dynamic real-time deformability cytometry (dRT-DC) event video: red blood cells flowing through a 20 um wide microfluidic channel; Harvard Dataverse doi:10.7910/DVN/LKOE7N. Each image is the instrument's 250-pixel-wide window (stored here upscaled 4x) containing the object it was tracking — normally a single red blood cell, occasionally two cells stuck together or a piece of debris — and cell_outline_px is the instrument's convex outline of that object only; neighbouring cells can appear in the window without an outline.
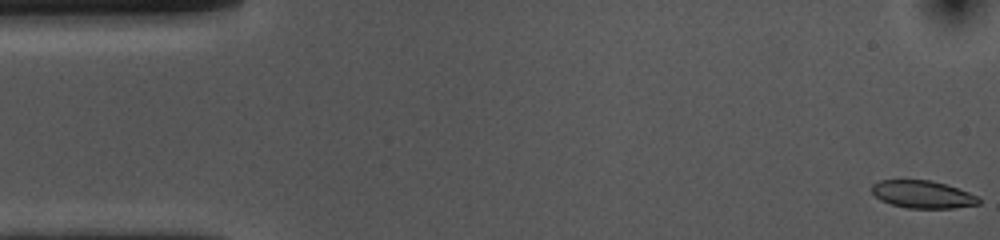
{"species": "common noctule bat (a hibernating species)", "species_latin": "Nyctalus noctula", "temperature_condition": "cold", "stored_images_in_passage": 54, "camera_frame_rate_fps": 3000, "um_per_image_px": 0.085, "animal": {"sex": "female", "body_mass_g": 10.0, "forearm_length_mm": 53.1}, "frame": {"image": 1, "passage_image": 1, "time_ms": 0.0, "image_size_px": [1000, 240], "cell_outline_px": [[980, 204], [952, 208], [908, 208], [892, 204], [880, 200], [872, 192], [872, 184], [880, 180], [932, 180], [980, 196]], "centroid_in_image_um": [78.44, 16.52], "position_along_channel_um": 6.6, "area_um2": 17.11}}
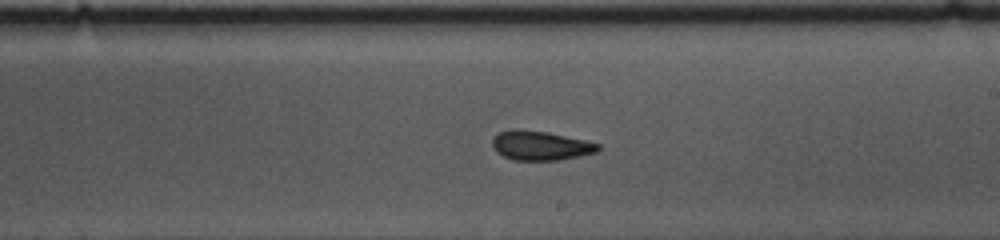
{"frame": {"image": 2, "passage_image": 30, "time_ms": 9.667, "image_size_px": [1000, 240], "cell_outline_px": [[600, 148], [596, 152], [580, 156], [560, 160], [512, 160], [496, 152], [492, 148], [492, 136], [500, 132], [512, 128], [520, 128], [548, 132], [584, 140], [600, 144]], "centroid_in_image_um": [45.89, 12.36], "position_along_channel_um": 243.1, "area_um2": 18.32}}
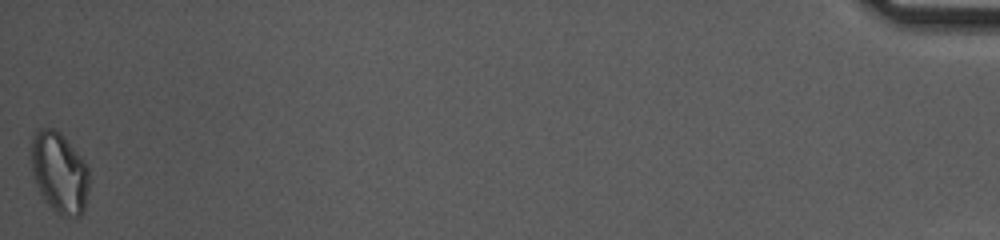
{"frame": {"image": 3, "passage_image": 54, "time_ms": 17.667, "image_size_px": [1000, 240], "cell_outline_px": [[88, 192], [84, 212], [80, 216], [60, 216], [44, 200], [40, 192], [32, 172], [32, 136], [36, 128], [52, 128], [60, 132], [64, 136], [88, 168]], "centroid_in_image_um": [5.04, 14.68], "position_along_channel_um": 430.2, "area_um2": 27.11}, "authors_computed_cell_mechanics": {"area_um2": 18.4382, "velocity_mm_per_s": 3.6364, "shape_relaxation_time_tau1_ms": 5.9519, "shape_relaxation_time_tau2_ms": 3.7112, "deformation_change_tau1": 0.1289, "deformation_change_tau2": 0.06}}